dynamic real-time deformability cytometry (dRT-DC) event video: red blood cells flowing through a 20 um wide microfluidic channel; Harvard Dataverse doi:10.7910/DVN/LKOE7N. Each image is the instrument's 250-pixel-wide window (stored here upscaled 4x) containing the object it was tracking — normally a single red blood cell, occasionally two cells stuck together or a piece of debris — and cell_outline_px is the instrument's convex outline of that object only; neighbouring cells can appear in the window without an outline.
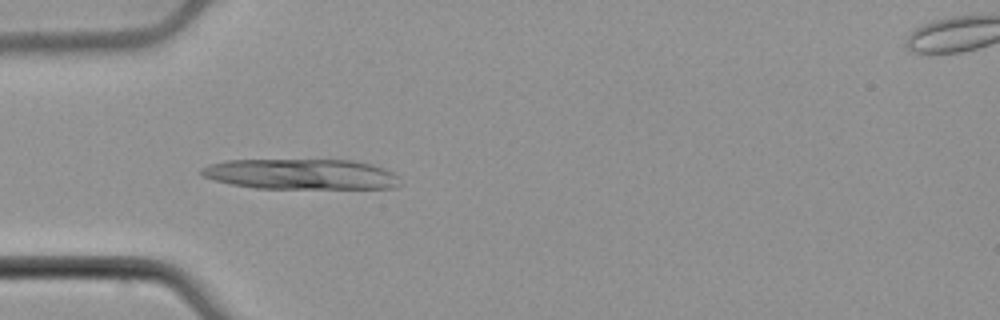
{"species": "common noctule bat (a hibernating species)", "species_latin": "Nyctalus noctula", "temperature_condition": "cold", "stored_images_in_passage": 11, "camera_frame_rate_fps": 3000, "um_per_image_px": 0.085, "animal": {"sex": "male", "body_mass_g": 21.5, "forearm_length_mm": 52.0}, "frame": {"image": 1, "passage_image": 4, "time_ms": 1.0, "image_size_px": [1000, 320], "cell_outline_px": [[404, 184], [396, 188], [256, 188], [232, 184], [200, 176], [200, 168], [208, 164], [228, 160], [356, 160], [372, 164], [384, 168], [392, 172]], "centroid_in_image_um": [25.62, 14.8], "position_along_channel_um": 59.4, "area_um2": 35.43}}